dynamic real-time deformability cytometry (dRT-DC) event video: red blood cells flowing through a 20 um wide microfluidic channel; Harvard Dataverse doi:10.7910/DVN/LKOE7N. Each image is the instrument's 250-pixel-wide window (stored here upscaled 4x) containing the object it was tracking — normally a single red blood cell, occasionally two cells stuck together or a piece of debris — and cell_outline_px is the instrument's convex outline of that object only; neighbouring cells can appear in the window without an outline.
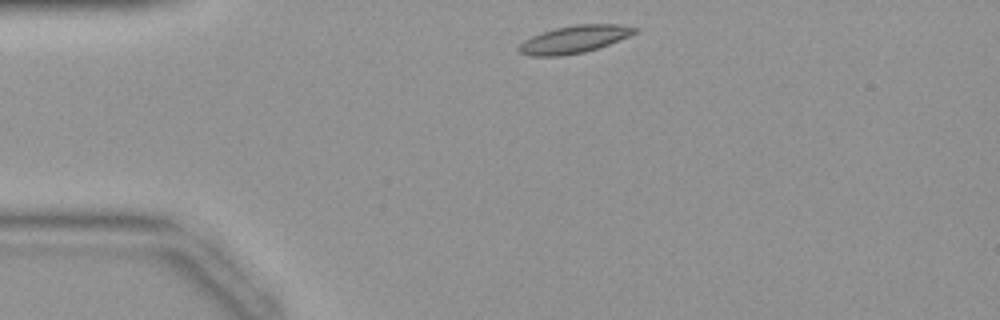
{"species": "common noctule bat (a hibernating species)", "species_latin": "Nyctalus noctula", "temperature_condition": "warm", "stored_images_in_passage": 35, "camera_frame_rate_fps": 3000, "um_per_image_px": 0.085, "animal": {"sex": "female", "body_mass_g": 19.9}, "frame": {"image": 1, "passage_image": 1, "time_ms": 0.0, "image_size_px": [1000, 320], "cell_outline_px": [[640, 32], [608, 44], [584, 52], [564, 56], [528, 56], [520, 52], [516, 48], [524, 40], [532, 36], [556, 28], [576, 24], [620, 24], [640, 28]], "centroid_in_image_um": [48.84, 3.34], "position_along_channel_um": 36.2, "area_um2": 18.61}}
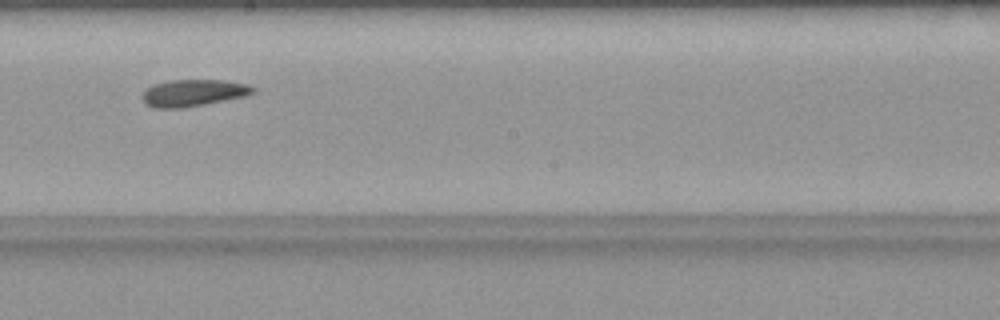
{"frame": {"image": 2, "passage_image": 16, "time_ms": 5.0, "image_size_px": [1000, 320], "cell_outline_px": [[256, 88], [252, 92], [244, 96], [184, 108], [152, 108], [144, 104], [140, 96], [152, 84], [168, 80], [220, 80], [248, 84]], "centroid_in_image_um": [16.35, 7.9], "position_along_channel_um": 231.9, "area_um2": 17.34}}
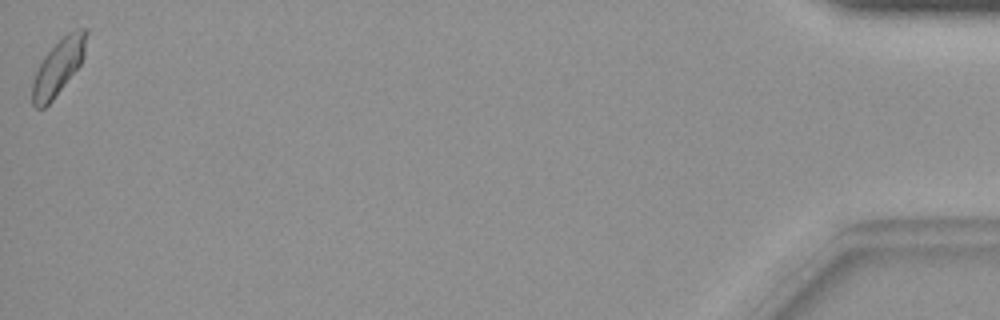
{"frame": {"image": 3, "passage_image": 35, "time_ms": 11.333, "image_size_px": [1000, 320], "cell_outline_px": [[88, 32], [84, 52], [80, 64], [52, 100], [44, 108], [36, 108], [32, 104], [32, 80], [44, 56], [68, 32], [80, 28], [84, 28]], "centroid_in_image_um": [4.94, 5.7], "position_along_channel_um": 430.3, "area_um2": 16.99}}